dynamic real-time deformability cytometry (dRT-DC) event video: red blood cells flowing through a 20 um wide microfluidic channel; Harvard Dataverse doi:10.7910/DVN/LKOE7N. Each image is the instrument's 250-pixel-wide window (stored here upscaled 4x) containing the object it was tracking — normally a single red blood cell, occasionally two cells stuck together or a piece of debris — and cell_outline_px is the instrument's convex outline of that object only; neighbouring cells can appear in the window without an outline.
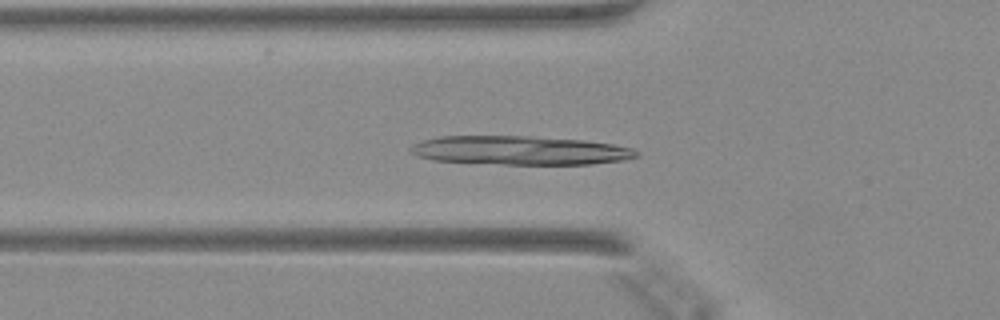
{"species": "Egyptian fruit bat (a non-hibernating species)", "species_latin": "Rousettus aegyptiacus", "temperature_condition": "warm", "stored_images_in_passage": 49, "camera_frame_rate_fps": 3000, "um_per_image_px": 0.085, "animal": {"sex": "female"}, "frame": {"image": 1, "passage_image": 17, "time_ms": 5.333, "image_size_px": [1000, 320], "cell_outline_px": [[640, 156], [624, 160], [592, 164], [504, 164], [432, 160], [416, 156], [408, 152], [408, 148], [412, 144], [424, 140], [440, 136], [532, 136], [584, 140], [612, 144], [632, 148]], "centroid_in_image_um": [44.16, 12.78], "position_along_channel_um": 81.6, "area_um2": 38.09}}
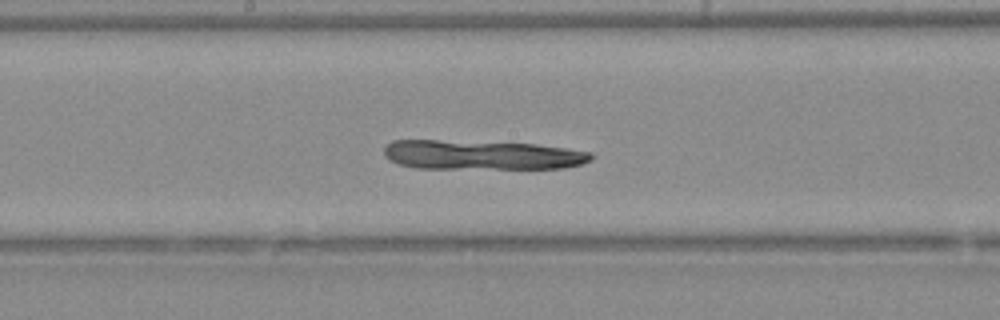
{"frame": {"image": 2, "passage_image": 26, "time_ms": 8.333, "image_size_px": [1000, 320], "cell_outline_px": [[592, 160], [580, 164], [564, 168], [416, 168], [400, 164], [388, 160], [384, 156], [384, 144], [392, 140], [436, 140], [536, 144], [592, 152]], "centroid_in_image_um": [40.9, 13.16], "position_along_channel_um": 207.3, "area_um2": 35.49}}
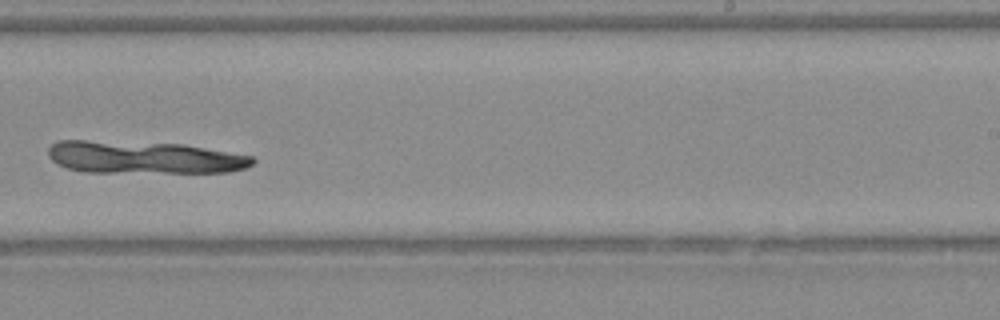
{"frame": {"image": 3, "passage_image": 31, "time_ms": 10.0, "image_size_px": [1000, 320], "cell_outline_px": [[256, 160], [252, 164], [244, 168], [228, 172], [84, 172], [68, 168], [56, 164], [48, 156], [48, 148], [52, 144], [60, 140], [84, 140], [180, 144], [252, 156]], "centroid_in_image_um": [12.17, 13.38], "position_along_channel_um": 276.8, "area_um2": 38.38}}